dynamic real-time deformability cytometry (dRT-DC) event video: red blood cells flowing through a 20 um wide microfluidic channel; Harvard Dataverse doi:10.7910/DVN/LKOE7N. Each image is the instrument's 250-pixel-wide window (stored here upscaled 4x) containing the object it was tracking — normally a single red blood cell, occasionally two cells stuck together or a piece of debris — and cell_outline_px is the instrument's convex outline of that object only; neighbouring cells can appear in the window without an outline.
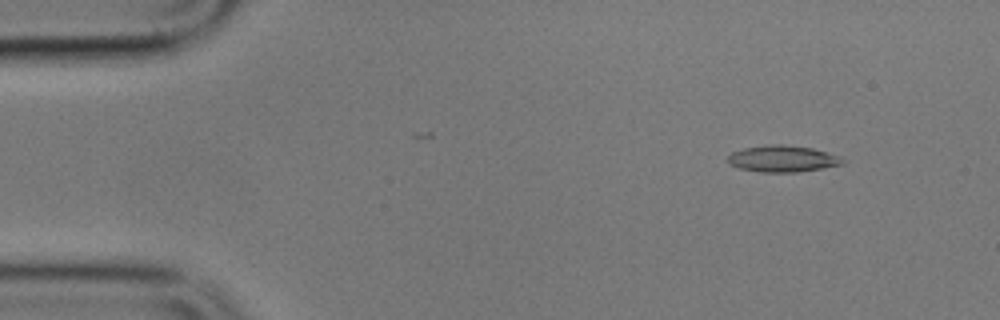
{"species": "common noctule bat (a hibernating species)", "species_latin": "Nyctalus noctula", "temperature_condition": "cold", "stored_images_in_passage": 3, "camera_frame_rate_fps": 3000, "um_per_image_px": 0.085, "animal": {"sex": "male", "body_mass_g": 17.9}, "frame": {"image": 1, "passage_image": 1, "time_ms": 0.0, "image_size_px": [1000, 320], "cell_outline_px": [[844, 164], [796, 172], [760, 172], [740, 168], [728, 164], [728, 156], [732, 152], [744, 148], [768, 144], [780, 144], [812, 148], [840, 156], [844, 160]], "centroid_in_image_um": [66.5, 13.49], "position_along_channel_um": 18.5, "area_um2": 17.63}}
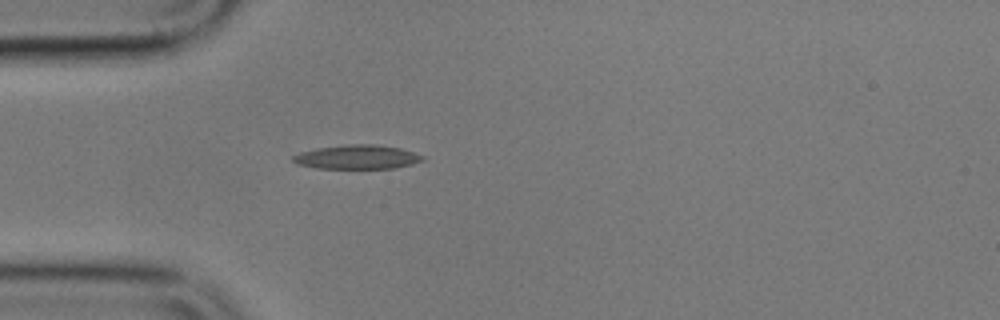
{"frame": {"image": 2, "passage_image": 3, "time_ms": 3.333, "image_size_px": [1000, 320], "cell_outline_px": [[424, 160], [412, 164], [392, 168], [316, 168], [296, 164], [292, 160], [292, 156], [300, 152], [316, 148], [344, 144], [376, 144], [400, 148], [424, 156]], "centroid_in_image_um": [30.32, 13.34], "position_along_channel_um": 54.7, "area_um2": 18.21}}